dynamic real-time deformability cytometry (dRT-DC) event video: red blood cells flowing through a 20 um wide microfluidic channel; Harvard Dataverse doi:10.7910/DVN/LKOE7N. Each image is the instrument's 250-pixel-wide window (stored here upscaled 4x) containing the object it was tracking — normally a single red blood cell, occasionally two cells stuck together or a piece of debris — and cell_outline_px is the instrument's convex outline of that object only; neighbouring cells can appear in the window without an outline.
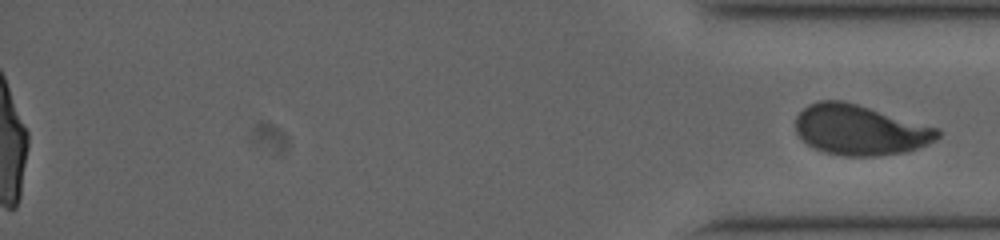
{"species": "human", "species_latin": "Homo sapiens", "temperature_condition": "cold", "stored_images_in_passage": 58, "segment_of_instrument_passage": [2, 2], "camera_frame_rate_fps": 3000, "um_per_image_px": 0.085, "donor": {"sex": "male"}, "frame": {"image": 1, "passage_image": 58, "time_ms": 16.333, "image_size_px": [1000, 240], "cell_outline_px": [[940, 136], [936, 140], [928, 144], [904, 152], [876, 156], [844, 156], [824, 152], [808, 144], [796, 132], [796, 116], [808, 104], [820, 100], [844, 100], [940, 128]], "centroid_in_image_um": [73.12, 11.04], "position_along_channel_um": 362.1, "area_um2": 41.62}}